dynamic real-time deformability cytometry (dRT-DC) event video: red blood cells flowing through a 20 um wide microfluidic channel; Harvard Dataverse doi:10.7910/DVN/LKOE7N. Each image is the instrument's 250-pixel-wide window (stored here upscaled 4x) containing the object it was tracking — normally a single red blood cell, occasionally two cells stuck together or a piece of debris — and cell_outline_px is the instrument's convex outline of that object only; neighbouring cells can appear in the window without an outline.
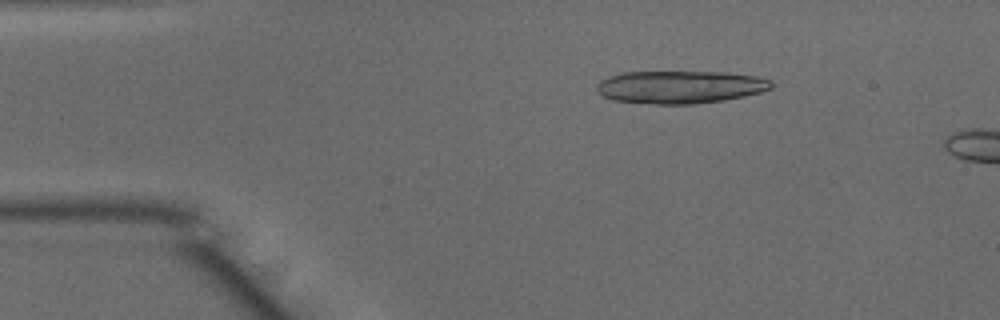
{"species": "common noctule bat (a hibernating species)", "species_latin": "Nyctalus noctula", "temperature_condition": "warm", "stored_images_in_passage": 11, "camera_frame_rate_fps": 3000, "um_per_image_px": 0.085, "animal": {"sex": "male", "body_mass_g": 15.6}, "frame": {"image": 1, "passage_image": 7, "time_ms": 2.0, "image_size_px": [1000, 320], "cell_outline_px": [[772, 88], [760, 92], [744, 96], [724, 100], [692, 104], [652, 104], [612, 100], [604, 96], [596, 88], [596, 84], [600, 80], [608, 76], [624, 72], [728, 72], [756, 76], [772, 80]], "centroid_in_image_um": [57.81, 7.39], "position_along_channel_um": 27.2, "area_um2": 33.41}}